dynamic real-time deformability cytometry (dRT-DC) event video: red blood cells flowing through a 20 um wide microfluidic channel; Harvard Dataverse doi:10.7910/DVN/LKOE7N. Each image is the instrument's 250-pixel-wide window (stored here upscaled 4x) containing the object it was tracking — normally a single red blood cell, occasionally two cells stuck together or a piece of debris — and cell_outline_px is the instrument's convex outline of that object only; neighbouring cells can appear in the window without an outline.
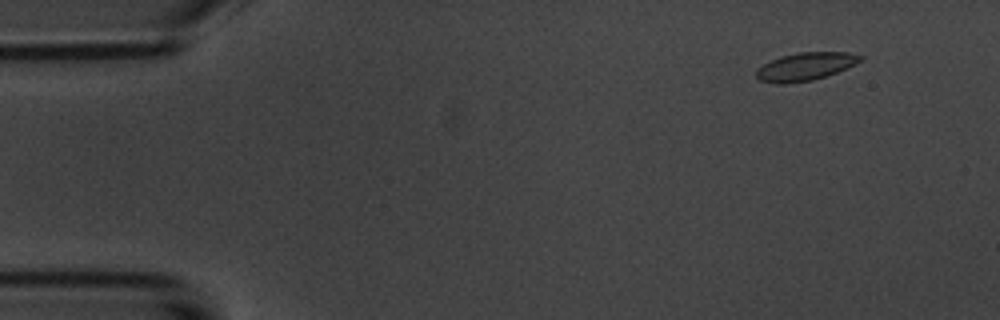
{"species": "common noctule bat (a hibernating species)", "species_latin": "Nyctalus noctula", "temperature_condition": "room temperature", "stored_images_in_passage": 53, "camera_frame_rate_fps": 3000, "um_per_image_px": 0.085, "animal": {"sex": "male", "body_mass_g": 20.1, "forearm_length_mm": 53.5}, "frame": {"image": 1, "passage_image": 4, "time_ms": 1.0, "image_size_px": [1000, 320], "cell_outline_px": [[864, 60], [836, 72], [812, 80], [784, 84], [776, 84], [760, 80], [756, 76], [756, 68], [780, 56], [800, 52], [848, 52], [864, 56]], "centroid_in_image_um": [68.45, 5.65], "position_along_channel_um": 16.5, "area_um2": 16.88}}
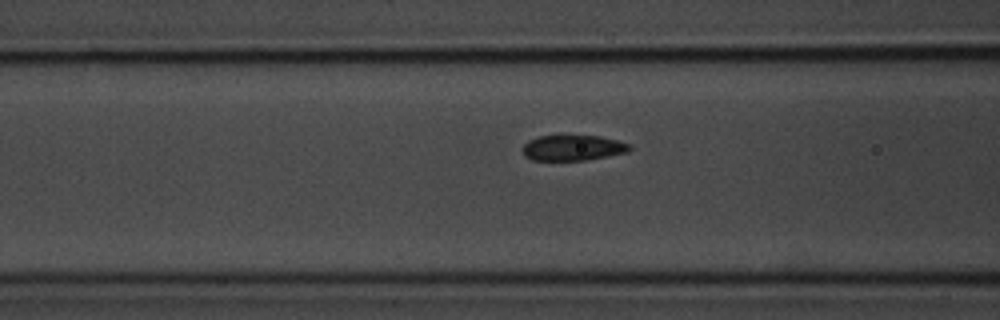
{"frame": {"image": 2, "passage_image": 20, "time_ms": 6.333, "image_size_px": [1000, 320], "cell_outline_px": [[632, 148], [628, 152], [608, 156], [584, 160], [532, 160], [524, 156], [520, 148], [528, 140], [540, 136], [600, 136], [632, 144]], "centroid_in_image_um": [48.68, 12.57], "position_along_channel_um": 117.9, "area_um2": 16.01}}
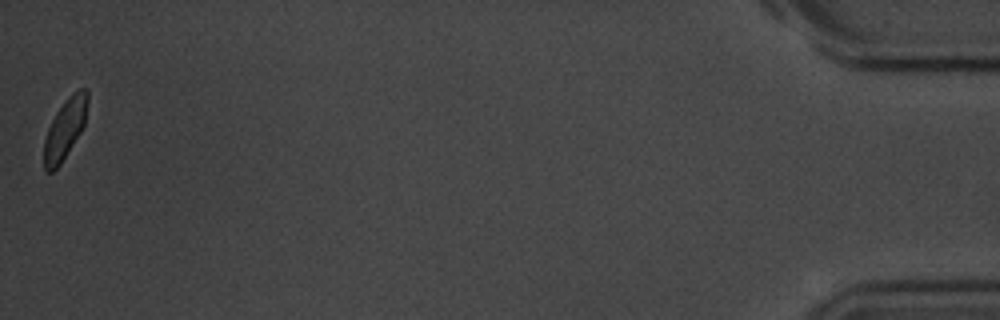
{"frame": {"image": 3, "passage_image": 53, "time_ms": 17.333, "image_size_px": [1000, 320], "cell_outline_px": [[88, 100], [84, 124], [80, 132], [60, 164], [52, 172], [44, 172], [44, 140], [48, 128], [56, 112], [68, 96], [80, 88], [84, 88], [88, 92]], "centroid_in_image_um": [5.51, 10.95], "position_along_channel_um": 429.7, "area_um2": 15.03}, "authors_computed_cell_mechanics": {"area_um2": 16.762, "velocity_mm_per_s": 3.7029, "shape_relaxation_time_tau1_ms": 10.2294, "shape_relaxation_time_tau2_ms": null, "deformation_change_tau1": 0.2448, "deformation_change_tau2": null}}